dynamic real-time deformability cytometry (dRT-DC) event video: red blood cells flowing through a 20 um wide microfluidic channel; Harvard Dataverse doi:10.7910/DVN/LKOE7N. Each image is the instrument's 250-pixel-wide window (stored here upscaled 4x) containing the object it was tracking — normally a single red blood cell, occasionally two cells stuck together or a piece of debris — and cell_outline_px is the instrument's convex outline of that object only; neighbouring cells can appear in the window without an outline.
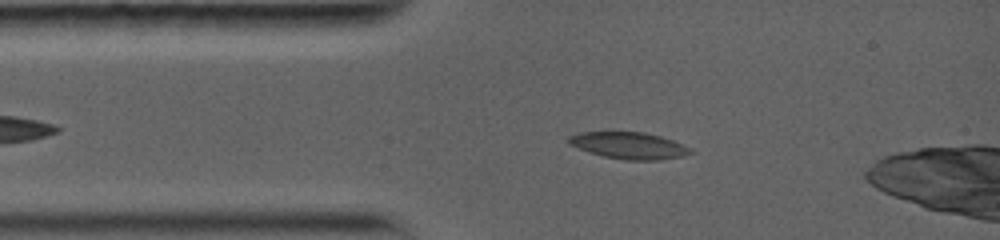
{"species": "common noctule bat (a hibernating species)", "species_latin": "Nyctalus noctula", "temperature_condition": "warm", "stored_images_in_passage": 5, "camera_frame_rate_fps": 5000, "um_per_image_px": 0.085, "animal": {"sex": "female", "body_mass_g": 19.0, "forearm_length_mm": 56.7}, "frame": {"image": 1, "passage_image": 3, "time_ms": 1.6, "image_size_px": [1000, 240], "cell_outline_px": [[696, 152], [684, 156], [660, 160], [624, 160], [604, 156], [588, 152], [568, 144], [568, 136], [580, 132], [644, 132], [660, 136], [672, 140]], "centroid_in_image_um": [53.44, 12.37], "position_along_channel_um": 31.6, "area_um2": 18.96}}
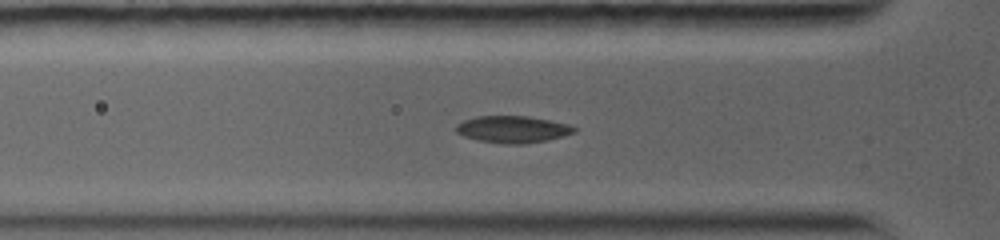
{"frame": {"image": 2, "passage_image": 5, "time_ms": 3.2, "image_size_px": [1000, 240], "cell_outline_px": [[576, 132], [564, 136], [548, 140], [524, 144], [504, 144], [476, 140], [464, 136], [456, 132], [456, 124], [464, 120], [476, 116], [528, 116], [568, 124], [576, 128]], "centroid_in_image_um": [43.57, 11.0], "position_along_channel_um": 82.2, "area_um2": 18.61}}